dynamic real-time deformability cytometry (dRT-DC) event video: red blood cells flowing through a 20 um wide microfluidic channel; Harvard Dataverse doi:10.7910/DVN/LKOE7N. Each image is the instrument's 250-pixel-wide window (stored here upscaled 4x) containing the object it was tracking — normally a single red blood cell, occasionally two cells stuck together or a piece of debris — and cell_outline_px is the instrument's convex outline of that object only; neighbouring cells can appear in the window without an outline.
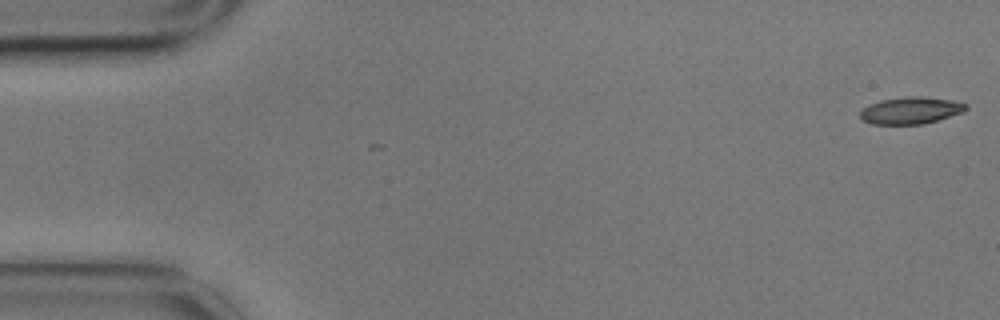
{"species": "common noctule bat (a hibernating species)", "species_latin": "Nyctalus noctula", "temperature_condition": "cold", "stored_images_in_passage": 7, "camera_frame_rate_fps": 3000, "um_per_image_px": 0.085, "animal": {"sex": "male", "body_mass_g": 17.9}, "frame": {"image": 1, "passage_image": 1, "time_ms": 0.0, "image_size_px": [1000, 320], "cell_outline_px": [[968, 108], [964, 112], [924, 124], [872, 124], [860, 120], [860, 112], [868, 104], [880, 100], [908, 96], [924, 96], [952, 100], [968, 104]], "centroid_in_image_um": [77.42, 9.38], "position_along_channel_um": 7.6, "area_um2": 16.82}}
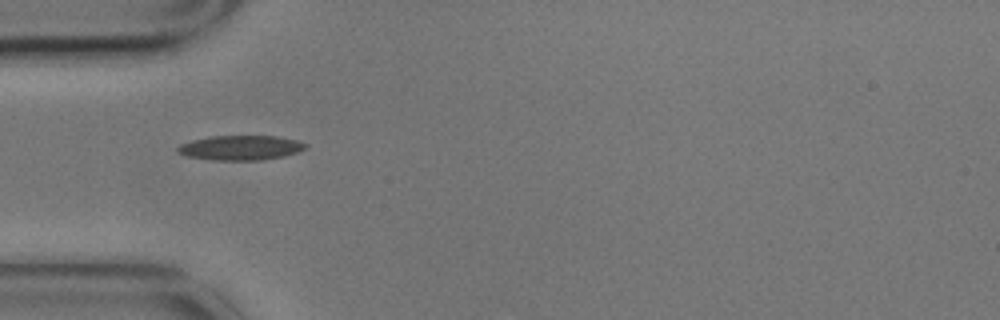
{"frame": {"image": 2, "passage_image": 4, "time_ms": 1.0, "image_size_px": [1000, 320], "cell_outline_px": [[308, 148], [284, 156], [260, 160], [212, 160], [188, 156], [176, 152], [176, 148], [180, 144], [192, 140], [208, 136], [276, 136], [296, 140], [308, 144]], "centroid_in_image_um": [20.44, 12.55], "position_along_channel_um": 64.6, "area_um2": 18.44}}
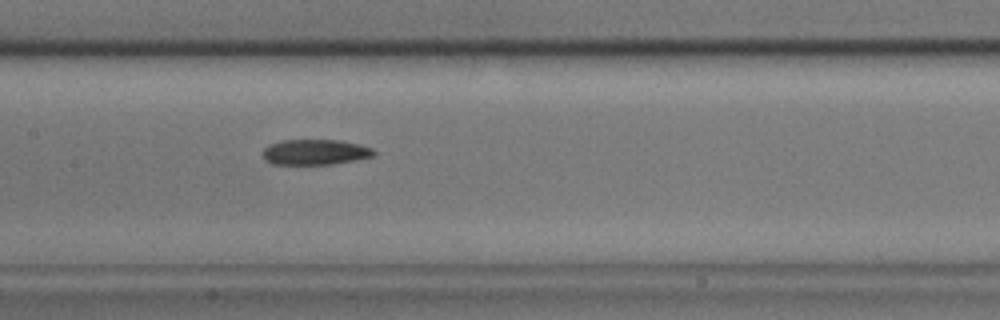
{"frame": {"image": 3, "passage_image": 7, "time_ms": 2.0, "image_size_px": [1000, 320], "cell_outline_px": [[376, 152], [372, 156], [356, 160], [332, 164], [272, 164], [264, 160], [264, 148], [268, 144], [280, 140], [336, 140], [360, 144], [372, 148]], "centroid_in_image_um": [26.77, 12.92], "position_along_channel_um": 180.6, "area_um2": 16.47}}